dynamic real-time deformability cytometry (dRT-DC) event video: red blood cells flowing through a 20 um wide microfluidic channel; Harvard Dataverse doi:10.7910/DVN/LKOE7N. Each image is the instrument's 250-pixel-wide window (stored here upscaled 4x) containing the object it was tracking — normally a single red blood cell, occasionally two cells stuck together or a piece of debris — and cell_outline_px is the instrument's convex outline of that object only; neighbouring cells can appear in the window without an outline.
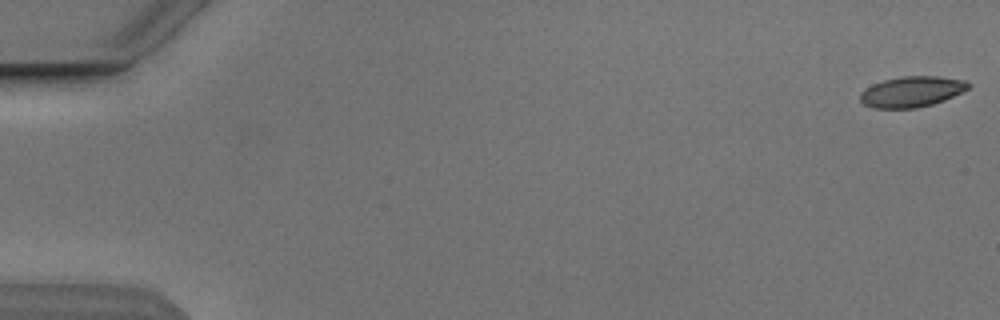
{"species": "Egyptian fruit bat (a non-hibernating species)", "species_latin": "Rousettus aegyptiacus", "temperature_condition": "cold", "stored_images_in_passage": 51, "camera_frame_rate_fps": 3000, "um_per_image_px": 0.085, "animal": {"sex": "male"}, "frame": {"image": 1, "passage_image": 1, "time_ms": 0.0, "image_size_px": [1000, 320], "cell_outline_px": [[972, 84], [968, 88], [944, 100], [932, 104], [916, 108], [872, 108], [864, 104], [860, 100], [860, 92], [864, 88], [872, 84], [884, 80], [900, 76], [940, 76], [964, 80]], "centroid_in_image_um": [77.46, 7.78], "position_along_channel_um": 7.5, "area_um2": 19.36}}
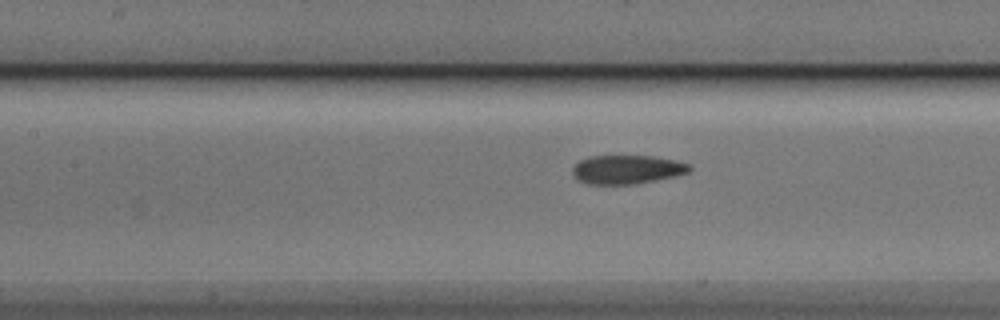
{"frame": {"image": 2, "passage_image": 25, "time_ms": 8.0, "image_size_px": [1000, 320], "cell_outline_px": [[692, 168], [688, 172], [676, 176], [636, 184], [588, 184], [580, 180], [572, 172], [572, 168], [580, 160], [588, 156], [652, 156], [676, 160], [692, 164]], "centroid_in_image_um": [53.34, 14.4], "position_along_channel_um": 154.1, "area_um2": 19.65}}
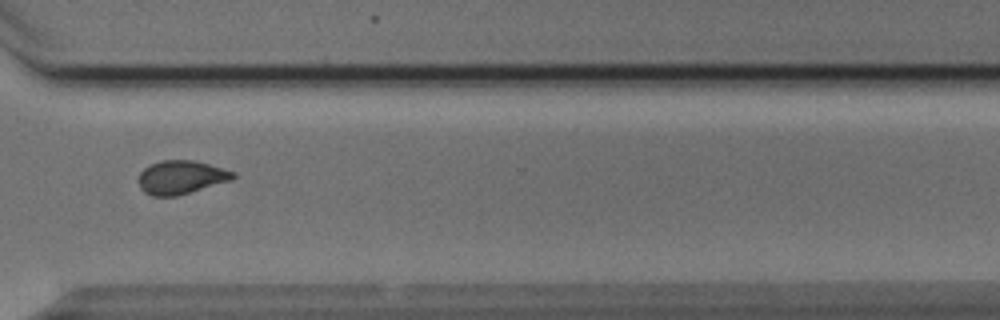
{"frame": {"image": 3, "passage_image": 41, "time_ms": 13.333, "image_size_px": [1000, 320], "cell_outline_px": [[236, 176], [232, 180], [176, 196], [152, 196], [144, 192], [140, 188], [136, 180], [140, 172], [148, 164], [160, 160], [192, 160], [224, 168], [236, 172]], "centroid_in_image_um": [15.35, 15.06], "position_along_channel_um": 355.2, "area_um2": 18.73}}